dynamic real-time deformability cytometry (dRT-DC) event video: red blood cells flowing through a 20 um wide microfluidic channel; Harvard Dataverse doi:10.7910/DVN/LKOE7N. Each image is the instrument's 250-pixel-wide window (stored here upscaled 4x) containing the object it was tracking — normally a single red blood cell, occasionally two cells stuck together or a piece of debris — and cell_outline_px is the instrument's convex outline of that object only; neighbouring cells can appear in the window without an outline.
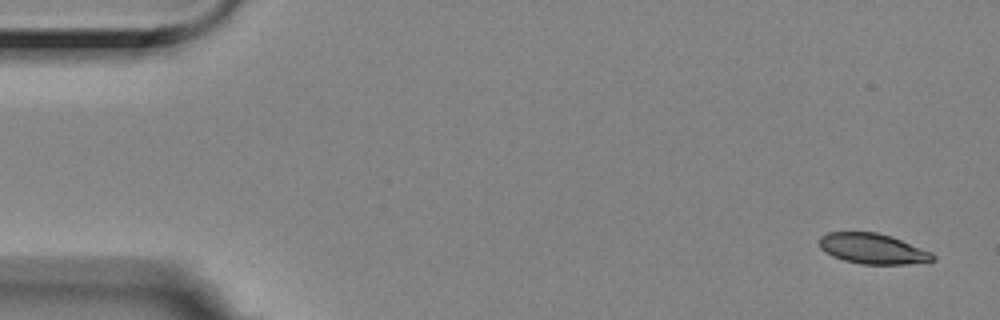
{"species": "Egyptian fruit bat (a non-hibernating species)", "species_latin": "Rousettus aegyptiacus", "temperature_condition": "room temperature", "stored_images_in_passage": 7, "camera_frame_rate_fps": 3000, "um_per_image_px": 0.085, "animal": {"sex": "female"}, "frame": {"image": 1, "passage_image": 1, "time_ms": 0.0, "image_size_px": [1000, 320], "cell_outline_px": [[936, 260], [908, 264], [864, 264], [844, 260], [832, 256], [824, 252], [820, 248], [820, 236], [828, 232], [876, 232], [892, 236], [932, 252], [936, 256]], "centroid_in_image_um": [74.19, 21.13], "position_along_channel_um": 10.8, "area_um2": 20.17}}